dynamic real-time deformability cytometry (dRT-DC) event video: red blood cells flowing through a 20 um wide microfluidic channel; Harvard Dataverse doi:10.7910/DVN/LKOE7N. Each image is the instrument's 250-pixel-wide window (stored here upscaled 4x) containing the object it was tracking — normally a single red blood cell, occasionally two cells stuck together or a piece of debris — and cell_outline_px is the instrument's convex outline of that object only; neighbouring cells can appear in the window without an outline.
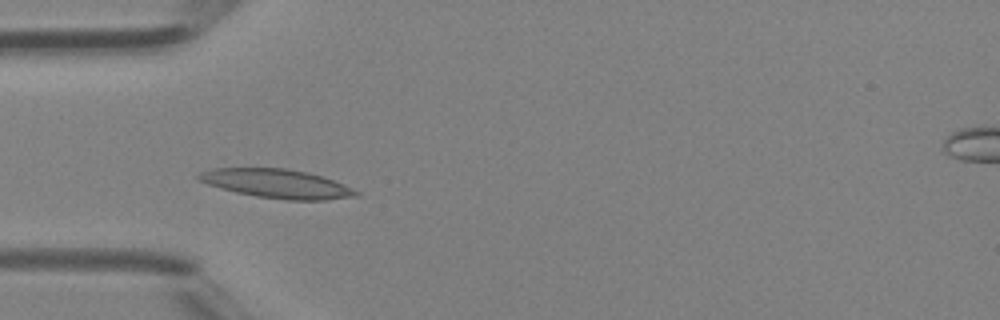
{"species": "Egyptian fruit bat (a non-hibernating species)", "species_latin": "Rousettus aegyptiacus", "temperature_condition": "room temperature", "stored_images_in_passage": 39, "camera_frame_rate_fps": 3000, "um_per_image_px": 0.085, "animal": {"sex": "female"}, "frame": {"image": 1, "passage_image": 12, "time_ms": 3.667, "image_size_px": [1000, 320], "cell_outline_px": [[360, 196], [328, 200], [288, 200], [256, 196], [236, 192], [220, 188], [208, 184], [200, 180], [196, 176], [200, 172], [212, 168], [288, 168], [308, 172], [324, 176], [344, 184], [360, 192]], "centroid_in_image_um": [23.59, 15.61], "position_along_channel_um": 61.4, "area_um2": 26.7}}
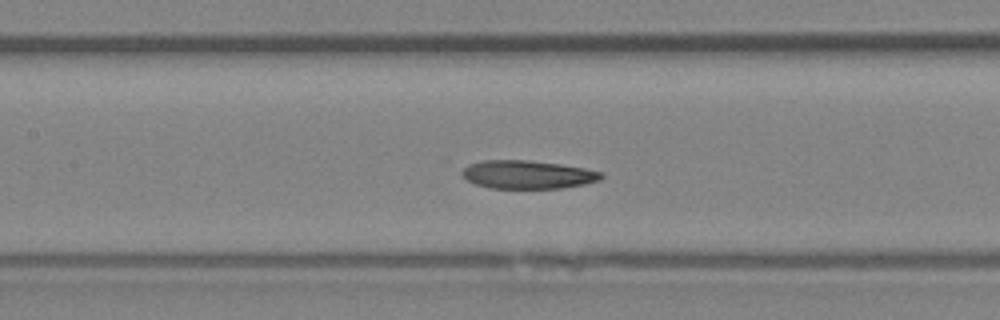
{"frame": {"image": 2, "passage_image": 19, "time_ms": 6.0, "image_size_px": [1000, 320], "cell_outline_px": [[604, 176], [600, 180], [584, 184], [560, 188], [488, 188], [476, 184], [468, 180], [460, 172], [468, 164], [484, 160], [528, 160], [560, 164], [584, 168], [604, 172]], "centroid_in_image_um": [44.86, 14.83], "position_along_channel_um": 162.5, "area_um2": 22.95}}
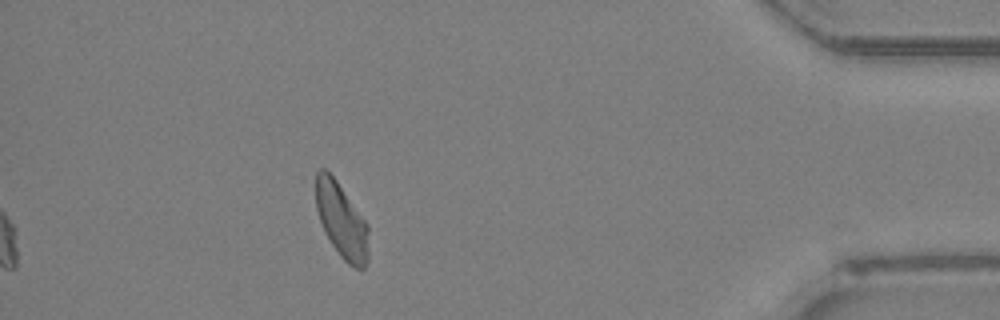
{"frame": {"image": 3, "passage_image": 39, "time_ms": 12.667, "image_size_px": [1000, 320], "cell_outline_px": [[368, 264], [364, 268], [356, 268], [348, 264], [340, 256], [324, 232], [316, 208], [316, 172], [320, 168], [324, 168], [336, 180], [364, 220], [368, 228]], "centroid_in_image_um": [29.02, 18.78], "position_along_channel_um": 406.2, "area_um2": 22.72}, "authors_computed_cell_mechanics": {"area_um2": 23.6402, "velocity_mm_per_s": 4.4298, "shape_relaxation_time_tau1_ms": 6.7844, "shape_relaxation_time_tau2_ms": 5.4758, "deformation_change_tau1": 0.1391, "deformation_change_tau2": 0.117}}